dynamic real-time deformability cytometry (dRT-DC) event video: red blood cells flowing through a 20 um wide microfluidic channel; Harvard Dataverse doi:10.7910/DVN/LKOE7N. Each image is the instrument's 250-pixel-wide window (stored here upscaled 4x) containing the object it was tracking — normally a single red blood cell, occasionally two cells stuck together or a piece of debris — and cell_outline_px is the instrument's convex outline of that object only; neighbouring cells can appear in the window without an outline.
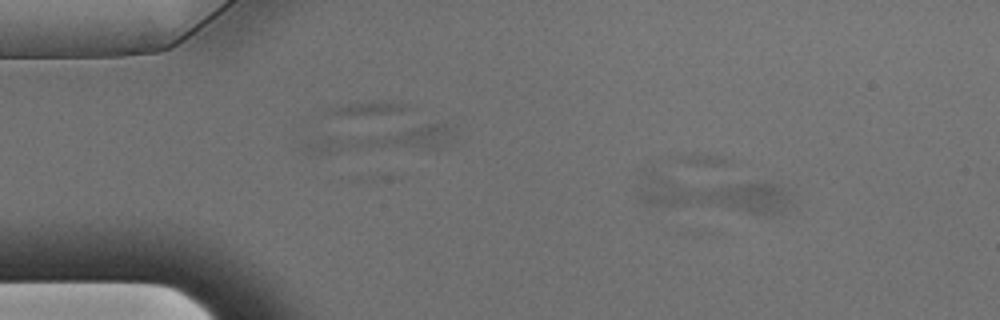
{"species": "Egyptian fruit bat (a non-hibernating species)", "species_latin": "Rousettus aegyptiacus", "temperature_condition": "warm", "stored_images_in_passage": 4, "segment_of_instrument_passage": [2, 2], "camera_frame_rate_fps": 3000, "um_per_image_px": 0.085, "animal": {"sex": "male"}, "frame": {"image": 1, "passage_image": 2, "time_ms": 0.333, "image_size_px": [1000, 320], "cell_outline_px": [[792, 192], [784, 208], [776, 212], [748, 212], [648, 204], [636, 200], [640, 172], [644, 168], [648, 168], [772, 180], [780, 184]], "centroid_in_image_um": [60.4, 16.27], "position_along_channel_um": 24.6, "area_um2": 36.53}}